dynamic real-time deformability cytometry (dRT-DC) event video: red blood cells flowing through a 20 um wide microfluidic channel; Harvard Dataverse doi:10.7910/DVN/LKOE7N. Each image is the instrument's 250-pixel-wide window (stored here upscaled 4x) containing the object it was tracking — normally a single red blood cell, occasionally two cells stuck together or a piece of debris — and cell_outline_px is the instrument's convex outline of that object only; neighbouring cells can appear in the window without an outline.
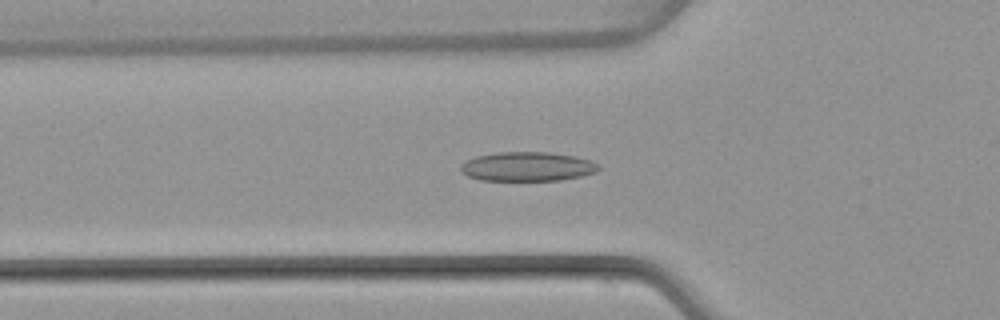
{"species": "common noctule bat (a hibernating species)", "species_latin": "Nyctalus noctula", "temperature_condition": "warm", "stored_images_in_passage": 50, "camera_frame_rate_fps": 3000, "um_per_image_px": 0.085, "animal": {"sex": "female", "body_mass_g": 22.7, "forearm_length_mm": 54.2}, "frame": {"image": 1, "passage_image": 16, "time_ms": 5.0, "image_size_px": [1000, 320], "cell_outline_px": [[600, 168], [596, 172], [580, 176], [560, 180], [480, 180], [468, 176], [460, 168], [460, 164], [476, 156], [496, 152], [548, 152], [576, 156], [592, 160], [600, 164]], "centroid_in_image_um": [44.87, 14.15], "position_along_channel_um": 80.9, "area_um2": 23.52}}
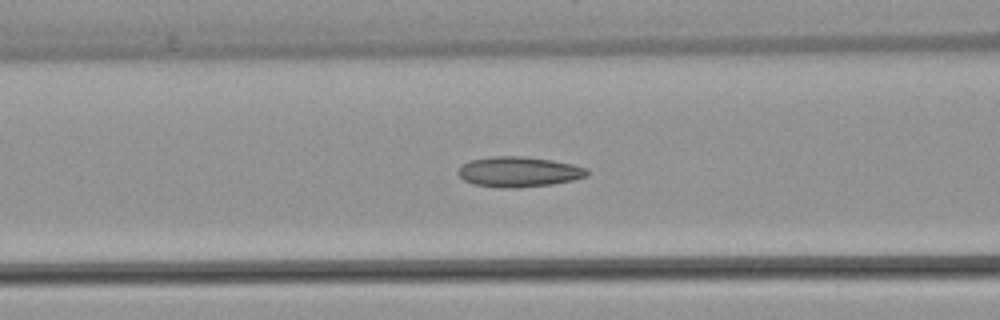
{"frame": {"image": 2, "passage_image": 19, "time_ms": 6.0, "image_size_px": [1000, 320], "cell_outline_px": [[588, 176], [576, 180], [552, 184], [516, 188], [500, 188], [476, 184], [464, 180], [456, 172], [460, 164], [472, 160], [492, 156], [520, 156], [552, 160], [572, 164], [588, 168]], "centroid_in_image_um": [44.11, 14.6], "position_along_channel_um": 122.5, "area_um2": 22.89}}
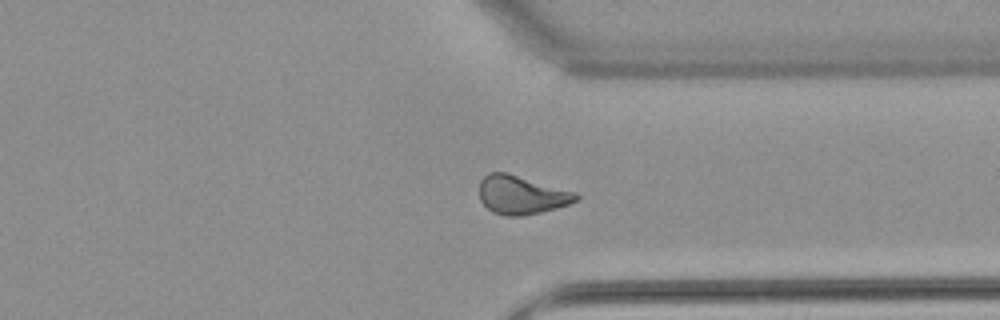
{"frame": {"image": 3, "passage_image": 37, "time_ms": 12.0, "image_size_px": [1000, 320], "cell_outline_px": [[580, 196], [576, 200], [568, 204], [556, 208], [524, 216], [508, 216], [492, 212], [480, 200], [480, 180], [488, 172], [508, 172], [576, 192]], "centroid_in_image_um": [44.31, 16.55], "position_along_channel_um": 367.1, "area_um2": 21.79}, "authors_computed_cell_mechanics": {"area_um2": 22.1085, "velocity_mm_per_s": 4.0813, "shape_relaxation_time_tau1_ms": 10.4916, "shape_relaxation_time_tau2_ms": 3.9541, "deformation_change_tau1": 0.2174, "deformation_change_tau2": 0.0994}}